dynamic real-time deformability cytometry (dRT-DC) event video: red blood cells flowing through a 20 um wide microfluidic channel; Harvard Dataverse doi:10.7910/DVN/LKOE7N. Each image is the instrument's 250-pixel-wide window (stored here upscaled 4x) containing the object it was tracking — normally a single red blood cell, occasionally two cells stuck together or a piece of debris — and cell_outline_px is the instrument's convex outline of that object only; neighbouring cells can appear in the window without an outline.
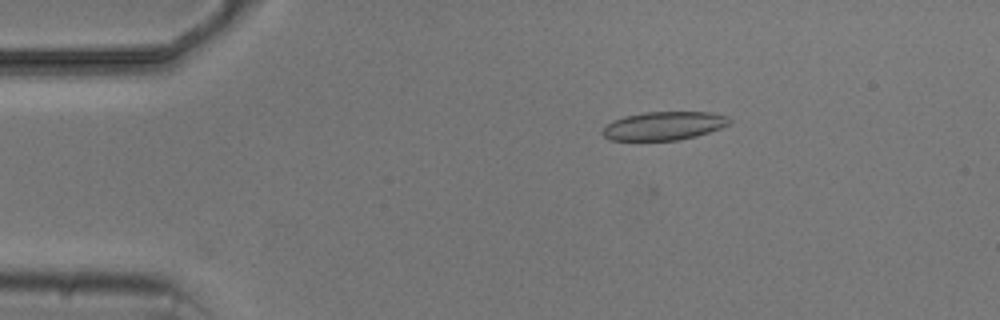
{"species": "common noctule bat (a hibernating species)", "species_latin": "Nyctalus noctula", "temperature_condition": "cold", "stored_images_in_passage": 8, "camera_frame_rate_fps": 3000, "um_per_image_px": 0.085, "animal": {"sex": "male", "body_mass_g": 20.5, "forearm_length_mm": 52.5}, "frame": {"image": 1, "passage_image": 3, "time_ms": 2.333, "image_size_px": [1000, 320], "cell_outline_px": [[732, 120], [728, 124], [720, 128], [696, 136], [680, 140], [612, 140], [604, 136], [600, 132], [612, 120], [624, 116], [644, 112], [712, 112], [728, 116]], "centroid_in_image_um": [56.43, 10.69], "position_along_channel_um": 28.6, "area_um2": 21.04}}
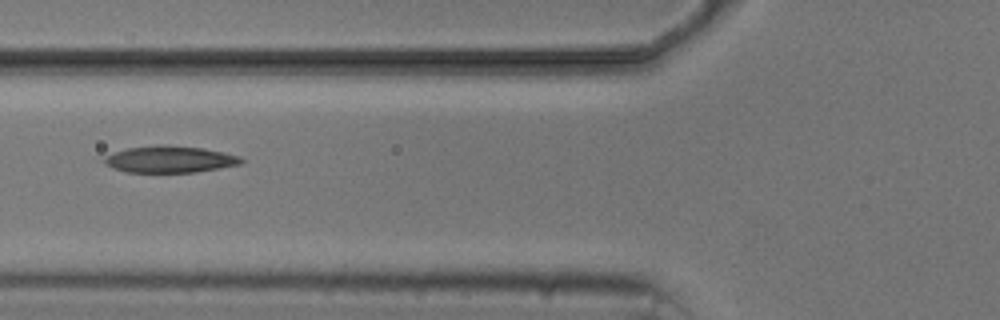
{"frame": {"image": 2, "passage_image": 6, "time_ms": 6.0, "image_size_px": [1000, 320], "cell_outline_px": [[244, 160], [240, 164], [220, 168], [196, 172], [124, 172], [112, 168], [96, 160], [116, 152], [128, 148], [160, 144], [204, 148], [224, 152], [240, 156]], "centroid_in_image_um": [14.38, 13.54], "position_along_channel_um": 111.4, "area_um2": 21.56}}
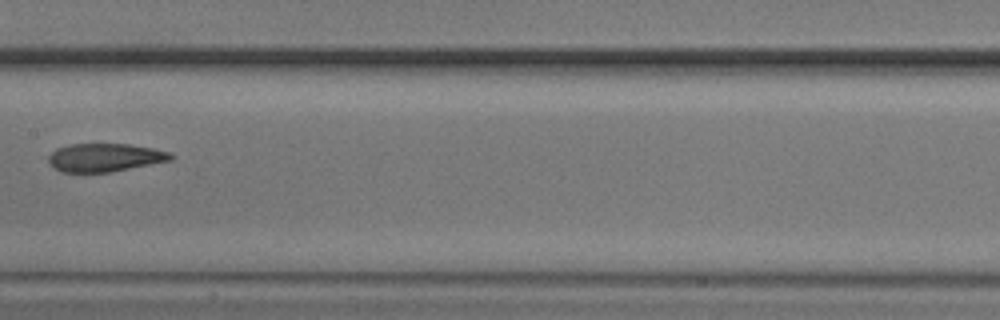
{"frame": {"image": 3, "passage_image": 8, "time_ms": 8.333, "image_size_px": [1000, 320], "cell_outline_px": [[176, 156], [172, 160], [112, 172], [60, 172], [48, 164], [48, 156], [56, 148], [68, 144], [128, 144], [152, 148], [172, 152]], "centroid_in_image_um": [8.92, 13.39], "position_along_channel_um": 198.5, "area_um2": 20.4}}